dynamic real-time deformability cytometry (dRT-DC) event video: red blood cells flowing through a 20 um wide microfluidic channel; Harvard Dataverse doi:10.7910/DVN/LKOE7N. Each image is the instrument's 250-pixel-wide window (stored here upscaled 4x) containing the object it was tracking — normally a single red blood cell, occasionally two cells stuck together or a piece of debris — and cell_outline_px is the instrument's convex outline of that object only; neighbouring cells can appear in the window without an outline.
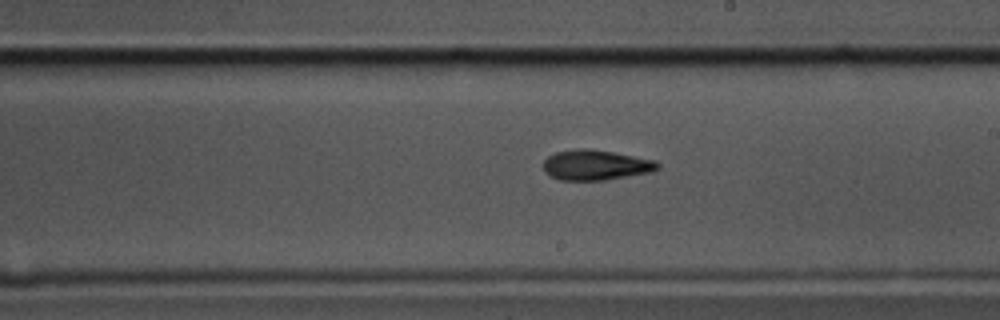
{"species": "common noctule bat (a hibernating species)", "species_latin": "Nyctalus noctula", "temperature_condition": "cold", "stored_images_in_passage": 42, "camera_frame_rate_fps": 3000, "um_per_image_px": 0.085, "animal": {"sex": "male", "body_mass_g": 17.5, "forearm_length_mm": 52.3}, "frame": {"image": 1, "passage_image": 17, "time_ms": 5.333, "image_size_px": [1000, 320], "cell_outline_px": [[660, 168], [652, 172], [604, 180], [560, 180], [544, 172], [544, 160], [548, 156], [556, 152], [580, 148], [592, 148], [656, 160], [660, 164]], "centroid_in_image_um": [50.66, 14.02], "position_along_channel_um": 238.3, "area_um2": 20.23}}
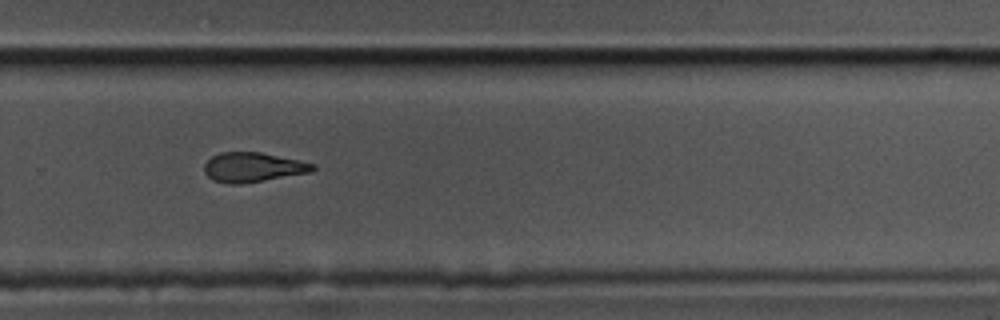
{"frame": {"image": 2, "passage_image": 23, "time_ms": 7.333, "image_size_px": [1000, 320], "cell_outline_px": [[316, 168], [312, 172], [240, 184], [228, 184], [212, 180], [204, 172], [204, 164], [212, 156], [220, 152], [260, 152], [316, 164]], "centroid_in_image_um": [21.48, 14.22], "position_along_channel_um": 308.3, "area_um2": 18.67}}
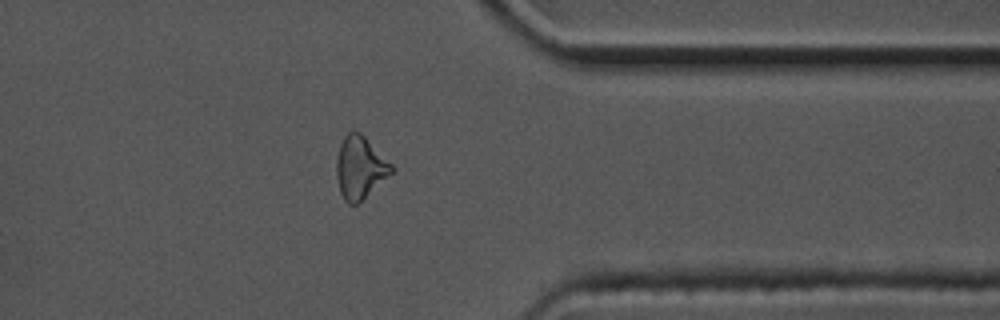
{"frame": {"image": 3, "passage_image": 30, "time_ms": 9.667, "image_size_px": [1000, 320], "cell_outline_px": [[396, 168], [392, 172], [356, 204], [348, 204], [344, 200], [340, 192], [336, 176], [336, 160], [340, 144], [344, 136], [352, 128], [360, 132]], "centroid_in_image_um": [30.57, 14.2], "position_along_channel_um": 380.8, "area_um2": 19.83}, "authors_computed_cell_mechanics": {"area_um2": 20.2011, "velocity_mm_per_s": 3.5023, "shape_relaxation_time_tau1_ms": 6.3605, "shape_relaxation_time_tau2_ms": 7.2782, "deformation_change_tau1": 0.1467, "deformation_change_tau2": 0.173}}